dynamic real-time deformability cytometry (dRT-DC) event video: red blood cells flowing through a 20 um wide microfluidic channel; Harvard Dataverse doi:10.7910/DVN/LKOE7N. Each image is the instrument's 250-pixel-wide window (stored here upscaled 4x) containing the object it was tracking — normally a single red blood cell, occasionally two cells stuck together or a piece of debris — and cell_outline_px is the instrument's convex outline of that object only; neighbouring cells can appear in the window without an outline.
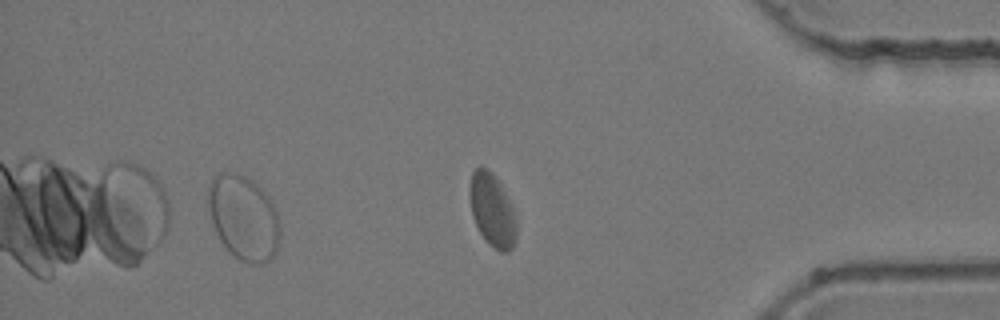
{"species": "common noctule bat (a hibernating species)", "species_latin": "Nyctalus noctula", "temperature_condition": "room temperature", "stored_images_in_passage": 32, "segment_of_instrument_passage": [2, 3], "camera_frame_rate_fps": 3000, "um_per_image_px": 0.085, "animal": {"sex": "female", "body_mass_g": 24.6, "forearm_length_mm": 56.2}, "frame": {"image": 1, "passage_image": 29, "time_ms": 9.333, "image_size_px": [1000, 320], "cell_outline_px": [[280, 240], [276, 252], [268, 260], [260, 264], [248, 264], [240, 260], [228, 252], [220, 240], [212, 224], [208, 208], [208, 188], [212, 176], [220, 172], [236, 172], [252, 180], [268, 196], [276, 208], [280, 224]], "centroid_in_image_um": [20.7, 18.5], "position_along_channel_um": 414.5, "area_um2": 35.95}}